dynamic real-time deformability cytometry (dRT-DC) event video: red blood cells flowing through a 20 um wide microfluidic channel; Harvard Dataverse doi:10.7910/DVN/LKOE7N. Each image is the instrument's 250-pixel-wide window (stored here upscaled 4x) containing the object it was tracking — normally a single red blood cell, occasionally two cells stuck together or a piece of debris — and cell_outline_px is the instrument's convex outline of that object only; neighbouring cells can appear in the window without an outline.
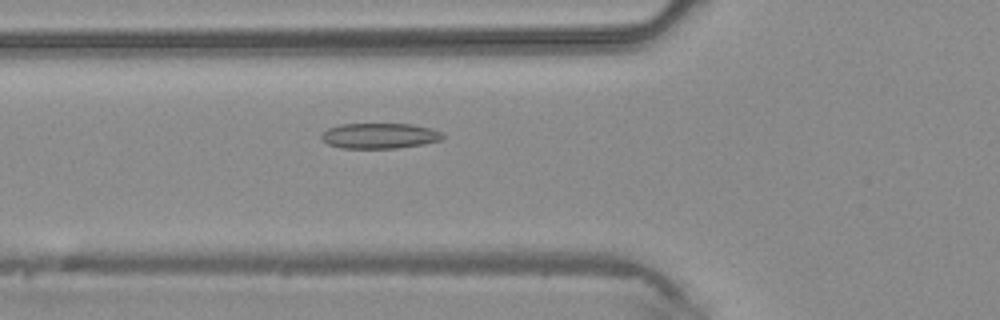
{"species": "common noctule bat (a hibernating species)", "species_latin": "Nyctalus noctula", "temperature_condition": "warm", "stored_images_in_passage": 44, "camera_frame_rate_fps": 3000, "um_per_image_px": 0.085, "animal": {"sex": "male", "body_mass_g": 20.4}, "frame": {"image": 1, "passage_image": 16, "time_ms": 5.0, "image_size_px": [1000, 320], "cell_outline_px": [[444, 136], [440, 140], [424, 144], [396, 148], [340, 148], [328, 144], [320, 136], [320, 132], [328, 128], [340, 124], [412, 124], [432, 128], [440, 132]], "centroid_in_image_um": [32.23, 11.54], "position_along_channel_um": 93.6, "area_um2": 18.03}}
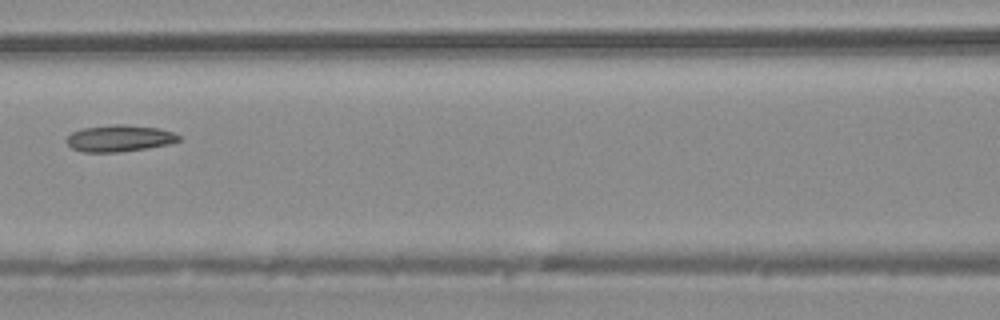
{"frame": {"image": 2, "passage_image": 20, "time_ms": 6.333, "image_size_px": [1000, 320], "cell_outline_px": [[180, 140], [168, 144], [120, 152], [84, 152], [72, 148], [64, 140], [72, 132], [84, 128], [112, 124], [124, 124], [156, 128], [172, 132], [180, 136]], "centroid_in_image_um": [10.11, 11.75], "position_along_channel_um": 156.5, "area_um2": 17.22}}
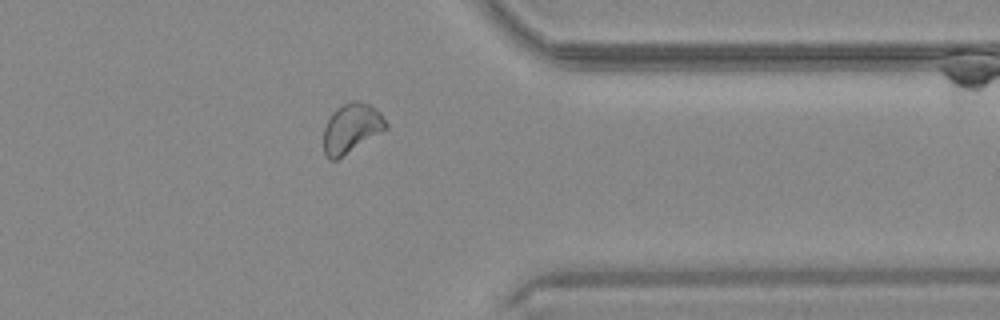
{"frame": {"image": 3, "passage_image": 35, "time_ms": 11.333, "image_size_px": [1000, 320], "cell_outline_px": [[388, 128], [336, 160], [328, 160], [324, 152], [324, 128], [332, 112], [336, 108], [352, 100], [360, 100], [368, 104], [380, 112], [388, 124]], "centroid_in_image_um": [29.87, 10.89], "position_along_channel_um": 381.5, "area_um2": 17.86}}